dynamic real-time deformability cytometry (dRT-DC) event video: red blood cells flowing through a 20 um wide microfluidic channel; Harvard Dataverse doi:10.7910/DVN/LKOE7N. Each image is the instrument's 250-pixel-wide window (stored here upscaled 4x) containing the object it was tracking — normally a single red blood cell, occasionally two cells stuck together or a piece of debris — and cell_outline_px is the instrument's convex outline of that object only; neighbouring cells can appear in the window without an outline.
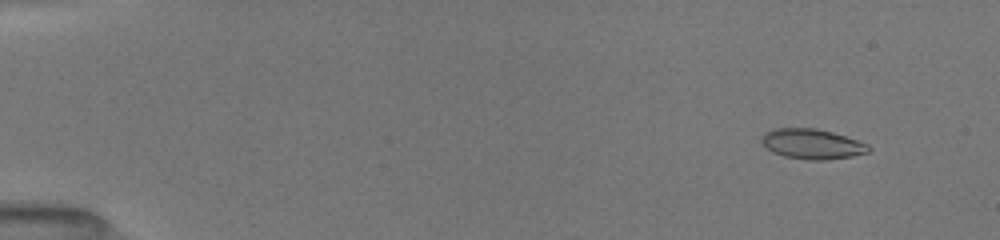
{"species": "common noctule bat (a hibernating species)", "species_latin": "Nyctalus noctula", "temperature_condition": "room temperature", "stored_images_in_passage": 41, "camera_frame_rate_fps": 3000, "um_per_image_px": 0.085, "animal": {"sex": "female", "body_mass_g": 19.5, "forearm_length_mm": 54.1}, "frame": {"image": 1, "passage_image": 5, "time_ms": 1.333, "image_size_px": [1000, 240], "cell_outline_px": [[872, 148], [868, 152], [852, 156], [828, 160], [808, 160], [784, 156], [772, 152], [760, 140], [760, 136], [764, 132], [772, 128], [816, 128], [832, 132], [868, 144]], "centroid_in_image_um": [69.0, 12.23], "position_along_channel_um": 16.0, "area_um2": 18.84}}
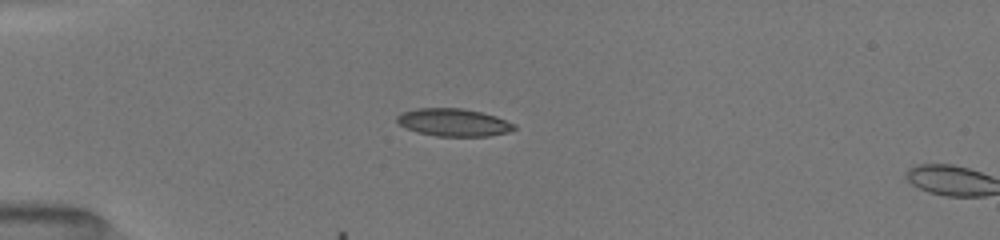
{"frame": {"image": 2, "passage_image": 15, "time_ms": 4.667, "image_size_px": [1000, 240], "cell_outline_px": [[516, 128], [508, 132], [488, 136], [436, 136], [416, 132], [400, 124], [396, 120], [396, 116], [400, 112], [416, 108], [464, 108], [496, 116], [516, 124]], "centroid_in_image_um": [38.55, 10.4], "position_along_channel_um": 46.5, "area_um2": 18.96}}
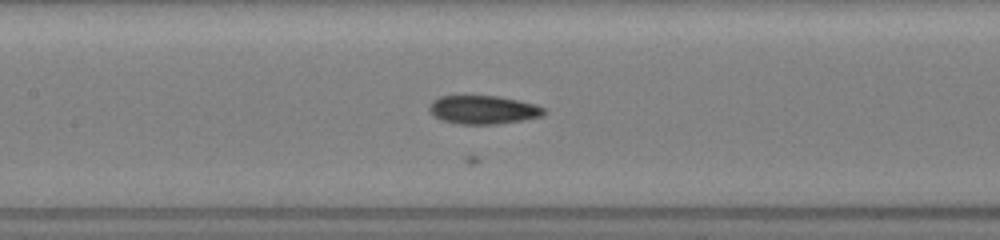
{"frame": {"image": 3, "passage_image": 26, "time_ms": 8.333, "image_size_px": [1000, 240], "cell_outline_px": [[544, 116], [524, 120], [496, 124], [460, 124], [440, 120], [432, 116], [428, 112], [428, 108], [432, 100], [440, 96], [496, 96], [536, 104], [544, 108]], "centroid_in_image_um": [41.03, 9.34], "position_along_channel_um": 166.4, "area_um2": 19.19}}